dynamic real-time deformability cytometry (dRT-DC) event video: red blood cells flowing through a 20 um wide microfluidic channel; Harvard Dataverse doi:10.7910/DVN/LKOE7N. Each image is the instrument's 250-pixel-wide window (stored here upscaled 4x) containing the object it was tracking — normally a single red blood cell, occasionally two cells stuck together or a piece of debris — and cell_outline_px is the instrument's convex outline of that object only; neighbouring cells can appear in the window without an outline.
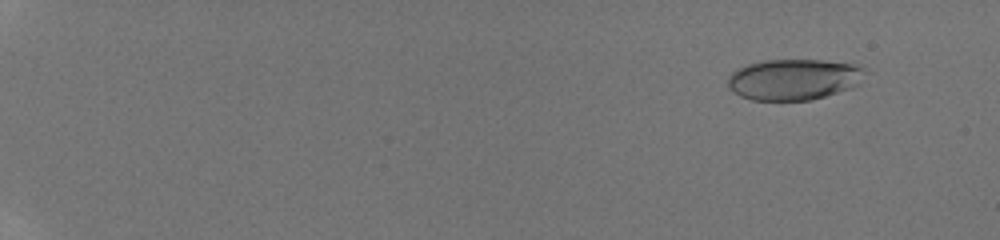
{"species": "human", "species_latin": "Homo sapiens", "temperature_condition": "room temperature", "stored_images_in_passage": 28, "camera_frame_rate_fps": 3000, "um_per_image_px": 0.085, "donor": {"sex": "male"}, "frame": {"image": 1, "passage_image": 1, "time_ms": 0.0, "image_size_px": [1000, 240], "cell_outline_px": [[860, 84], [852, 88], [812, 100], [752, 100], [740, 96], [728, 88], [728, 76], [732, 72], [748, 64], [764, 60], [824, 60], [852, 64], [860, 68]], "centroid_in_image_um": [67.41, 6.76], "position_along_channel_um": 17.6, "area_um2": 32.43}}